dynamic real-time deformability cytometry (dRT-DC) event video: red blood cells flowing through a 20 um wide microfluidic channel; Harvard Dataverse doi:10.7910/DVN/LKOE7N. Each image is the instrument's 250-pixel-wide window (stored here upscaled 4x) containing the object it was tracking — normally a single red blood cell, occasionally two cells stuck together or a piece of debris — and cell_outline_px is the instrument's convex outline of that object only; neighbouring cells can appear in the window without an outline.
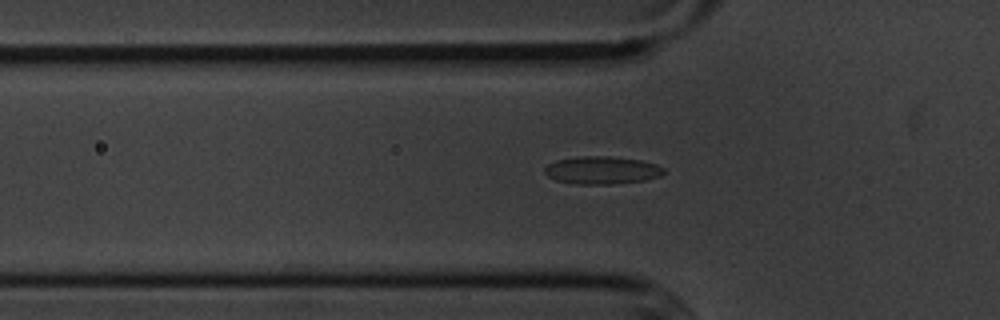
{"species": "common noctule bat (a hibernating species)", "species_latin": "Nyctalus noctula", "temperature_condition": "cold", "stored_images_in_passage": 37, "camera_frame_rate_fps": 3000, "um_per_image_px": 0.085, "animal": {"sex": "male", "body_mass_g": 20.1, "forearm_length_mm": 53.5}, "frame": {"image": 1, "passage_image": 4, "time_ms": 1.0, "image_size_px": [1000, 320], "cell_outline_px": [[668, 172], [660, 176], [644, 180], [612, 184], [572, 184], [556, 180], [548, 176], [544, 172], [544, 168], [548, 164], [556, 160], [576, 156], [608, 156], [640, 160], [656, 164], [664, 168]], "centroid_in_image_um": [51.16, 14.47], "position_along_channel_um": 74.6, "area_um2": 19.42}}
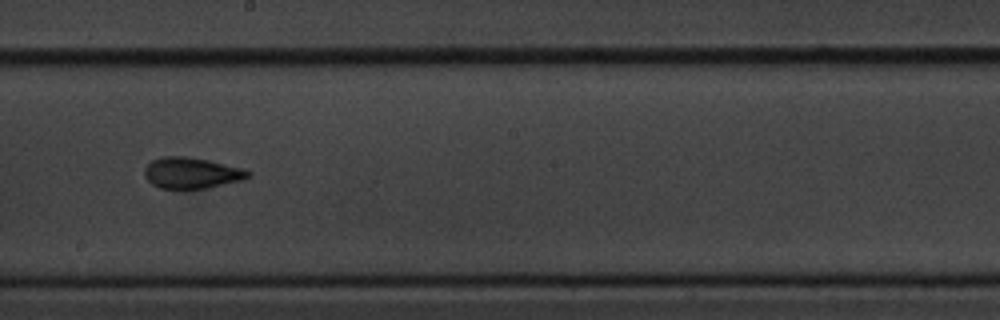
{"frame": {"image": 2, "passage_image": 17, "time_ms": 5.333, "image_size_px": [1000, 320], "cell_outline_px": [[252, 176], [244, 180], [184, 192], [160, 188], [152, 184], [144, 176], [144, 168], [152, 160], [164, 156], [184, 156], [208, 160], [244, 168], [252, 172]], "centroid_in_image_um": [16.29, 14.74], "position_along_channel_um": 231.9, "area_um2": 19.42}}
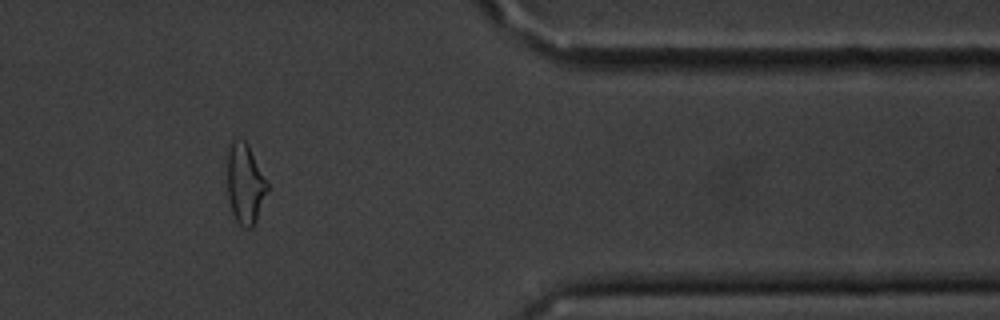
{"frame": {"image": 3, "passage_image": 32, "time_ms": 10.333, "image_size_px": [1000, 320], "cell_outline_px": [[268, 192], [256, 220], [252, 228], [244, 228], [236, 220], [232, 212], [228, 200], [228, 148], [232, 140], [244, 140], [248, 144], [268, 184]], "centroid_in_image_um": [20.84, 15.64], "position_along_channel_um": 390.6, "area_um2": 18.55}}